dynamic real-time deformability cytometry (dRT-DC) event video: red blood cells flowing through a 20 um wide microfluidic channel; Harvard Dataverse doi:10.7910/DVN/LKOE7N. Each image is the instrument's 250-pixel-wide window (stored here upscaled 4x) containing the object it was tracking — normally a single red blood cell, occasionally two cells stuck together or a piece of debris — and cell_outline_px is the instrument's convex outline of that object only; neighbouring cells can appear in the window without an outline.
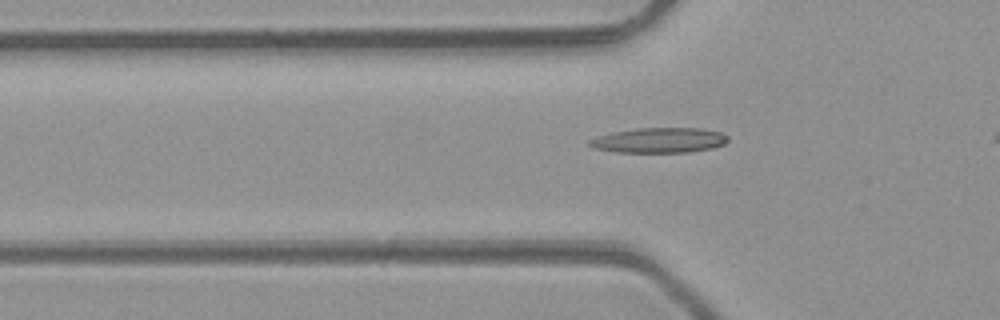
{"species": "common noctule bat (a hibernating species)", "species_latin": "Nyctalus noctula", "temperature_condition": "room temperature", "stored_images_in_passage": 30, "camera_frame_rate_fps": 3000, "um_per_image_px": 0.085, "animal": {"sex": "male", "body_mass_g": 23.1, "forearm_length_mm": 52.7}, "frame": {"image": 1, "passage_image": 6, "time_ms": 1.667, "image_size_px": [1000, 320], "cell_outline_px": [[728, 140], [724, 144], [712, 148], [688, 152], [616, 152], [592, 148], [588, 144], [588, 140], [612, 132], [636, 128], [700, 128], [720, 132], [728, 136]], "centroid_in_image_um": [56.02, 11.92], "position_along_channel_um": 69.8, "area_um2": 20.23}}
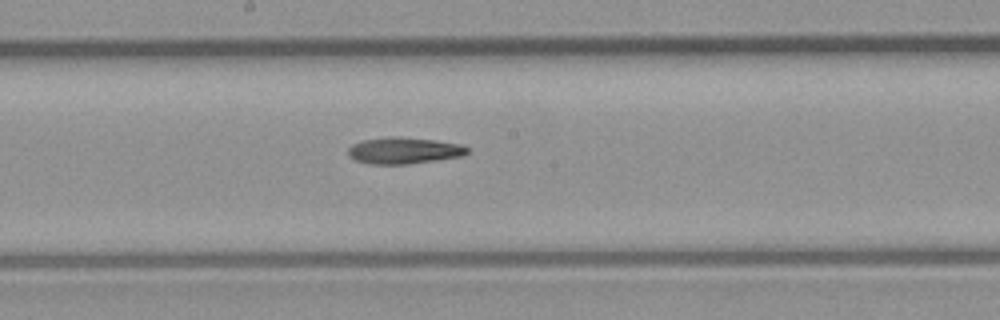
{"frame": {"image": 2, "passage_image": 16, "time_ms": 5.0, "image_size_px": [1000, 320], "cell_outline_px": [[468, 152], [464, 156], [408, 164], [368, 164], [356, 160], [348, 156], [348, 148], [352, 144], [360, 140], [392, 136], [436, 140], [460, 144], [468, 148]], "centroid_in_image_um": [34.31, 12.8], "position_along_channel_um": 213.9, "area_um2": 18.5}}
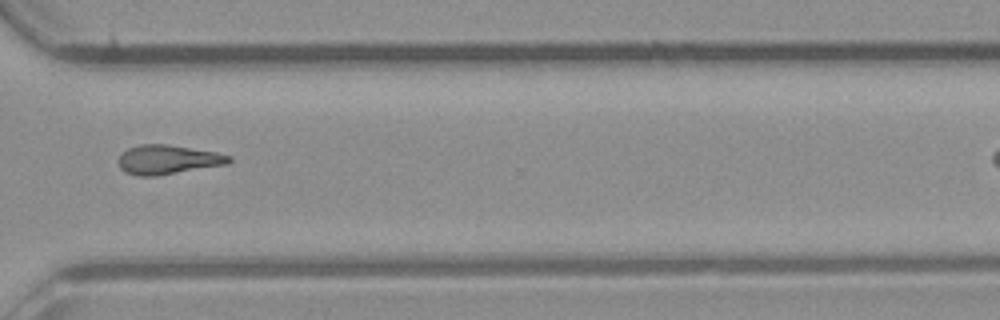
{"frame": {"image": 3, "passage_image": 26, "time_ms": 8.333, "image_size_px": [1000, 320], "cell_outline_px": [[232, 160], [228, 164], [156, 176], [136, 176], [124, 172], [120, 168], [120, 152], [128, 148], [140, 144], [168, 144], [216, 152], [232, 156]], "centroid_in_image_um": [14.26, 13.57], "position_along_channel_um": 356.3, "area_um2": 18.96}}